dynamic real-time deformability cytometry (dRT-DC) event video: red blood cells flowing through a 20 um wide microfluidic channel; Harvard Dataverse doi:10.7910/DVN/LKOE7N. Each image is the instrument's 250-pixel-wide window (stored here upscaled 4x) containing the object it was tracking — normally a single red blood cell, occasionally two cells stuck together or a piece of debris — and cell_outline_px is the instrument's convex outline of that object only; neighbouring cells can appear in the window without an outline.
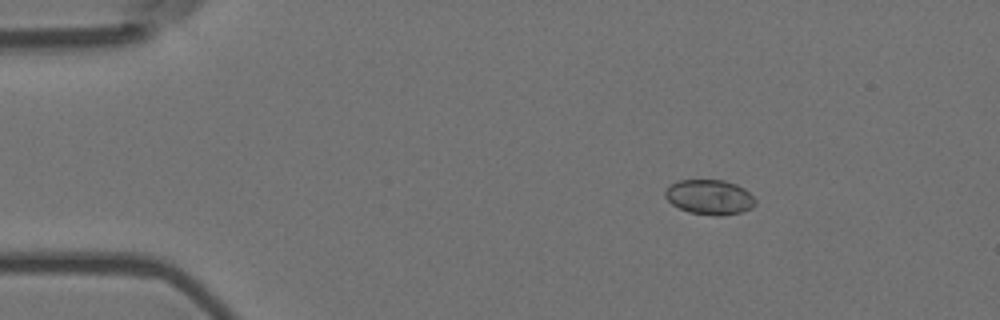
{"species": "Egyptian fruit bat (a non-hibernating species)", "species_latin": "Rousettus aegyptiacus", "temperature_condition": "room temperature", "stored_images_in_passage": 7, "camera_frame_rate_fps": 3000, "um_per_image_px": 0.085, "animal": {"sex": "female"}, "frame": {"image": 1, "passage_image": 3, "time_ms": 0.667, "image_size_px": [1000, 320], "cell_outline_px": [[756, 204], [752, 208], [744, 212], [720, 216], [716, 216], [688, 212], [672, 204], [664, 196], [664, 192], [676, 180], [724, 180], [736, 184], [744, 188], [756, 200]], "centroid_in_image_um": [60.33, 16.76], "position_along_channel_um": 24.7, "area_um2": 18.44}}
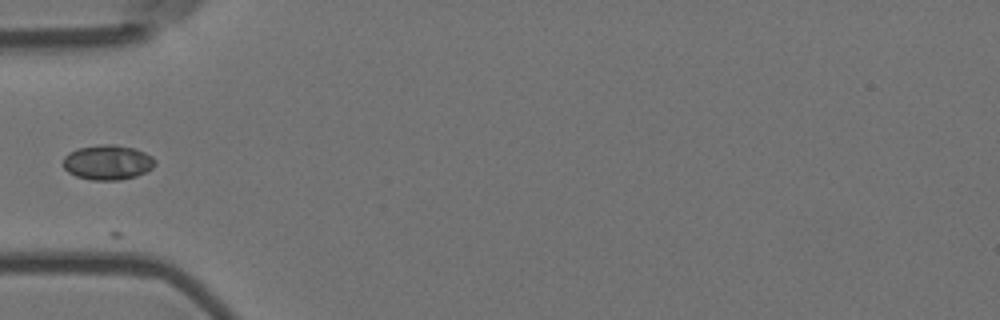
{"frame": {"image": 2, "passage_image": 6, "time_ms": 1.667, "image_size_px": [1000, 320], "cell_outline_px": [[156, 164], [152, 168], [136, 176], [120, 180], [92, 180], [76, 176], [68, 172], [64, 168], [64, 156], [68, 152], [80, 148], [100, 144], [112, 144], [136, 148], [152, 156], [156, 160]], "centroid_in_image_um": [9.16, 13.79], "position_along_channel_um": 75.8, "area_um2": 18.73}}